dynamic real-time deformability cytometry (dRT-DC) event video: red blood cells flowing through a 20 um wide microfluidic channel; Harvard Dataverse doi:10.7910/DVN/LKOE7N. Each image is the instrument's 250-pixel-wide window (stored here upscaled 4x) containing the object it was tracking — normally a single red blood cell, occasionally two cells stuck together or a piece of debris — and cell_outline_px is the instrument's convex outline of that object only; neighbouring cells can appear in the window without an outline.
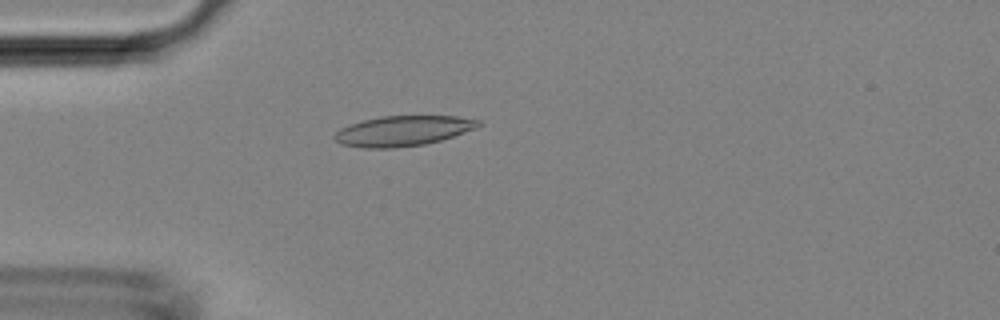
{"species": "Egyptian fruit bat (a non-hibernating species)", "species_latin": "Rousettus aegyptiacus", "temperature_condition": "room temperature", "stored_images_in_passage": 47, "camera_frame_rate_fps": 3000, "um_per_image_px": 0.085, "animal": {"sex": "female"}, "frame": {"image": 1, "passage_image": 13, "time_ms": 4.0, "image_size_px": [1000, 320], "cell_outline_px": [[480, 124], [476, 128], [440, 140], [424, 144], [396, 148], [364, 148], [340, 144], [332, 136], [340, 128], [364, 120], [380, 116], [456, 116], [480, 120]], "centroid_in_image_um": [34.22, 11.13], "position_along_channel_um": 50.8, "area_um2": 25.14}}
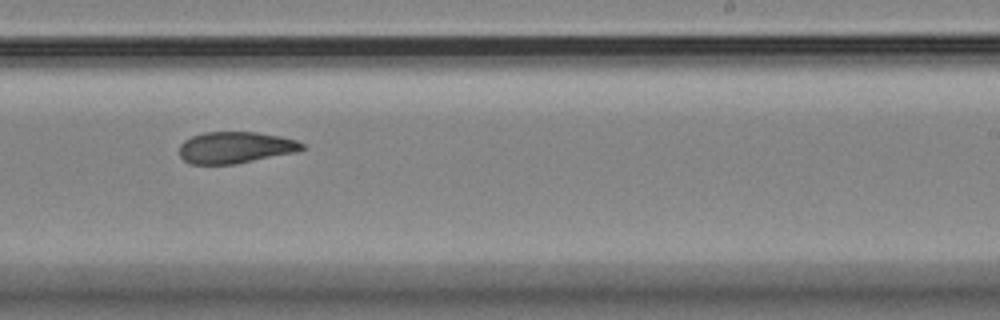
{"frame": {"image": 2, "passage_image": 29, "time_ms": 9.333, "image_size_px": [1000, 320], "cell_outline_px": [[304, 148], [296, 152], [236, 164], [192, 164], [184, 160], [180, 156], [180, 144], [184, 140], [192, 136], [204, 132], [256, 132], [280, 136], [296, 140], [304, 144]], "centroid_in_image_um": [20.0, 12.54], "position_along_channel_um": 269.0, "area_um2": 22.54}}
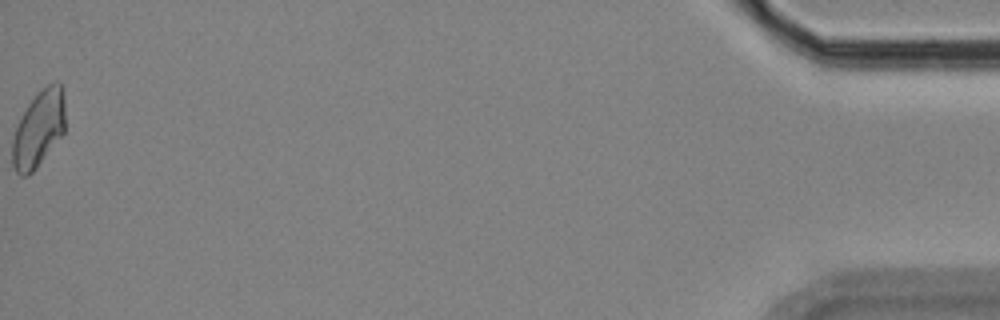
{"frame": {"image": 3, "passage_image": 47, "time_ms": 15.333, "image_size_px": [1000, 320], "cell_outline_px": [[64, 132], [36, 168], [28, 176], [20, 176], [16, 172], [12, 164], [12, 140], [16, 128], [28, 104], [48, 84], [56, 80], [60, 80], [64, 96]], "centroid_in_image_um": [3.28, 10.97], "position_along_channel_um": 431.9, "area_um2": 23.24}}